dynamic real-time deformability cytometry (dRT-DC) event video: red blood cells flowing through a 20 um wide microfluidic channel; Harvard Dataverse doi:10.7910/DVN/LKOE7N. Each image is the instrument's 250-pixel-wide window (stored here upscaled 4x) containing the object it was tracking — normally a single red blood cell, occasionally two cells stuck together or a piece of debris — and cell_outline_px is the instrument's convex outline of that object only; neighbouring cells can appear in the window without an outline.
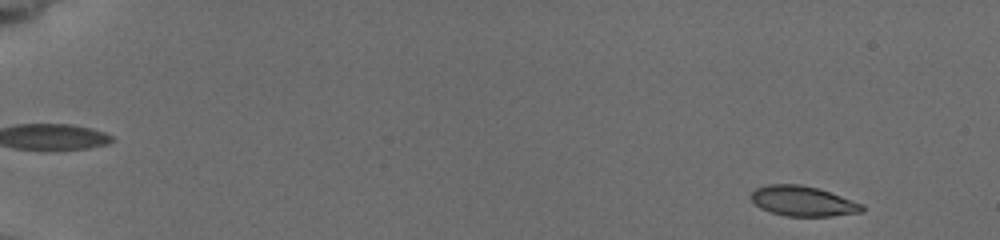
{"species": "common noctule bat (a hibernating species)", "species_latin": "Nyctalus noctula", "temperature_condition": "cold", "stored_images_in_passage": 17, "camera_frame_rate_fps": 3000, "um_per_image_px": 0.085, "animal": {"sex": "female", "body_mass_g": 19.5, "forearm_length_mm": 54.1}, "frame": {"image": 1, "passage_image": 2, "time_ms": 0.667, "image_size_px": [1000, 240], "cell_outline_px": [[864, 212], [832, 216], [788, 216], [772, 212], [760, 208], [752, 200], [752, 192], [756, 188], [768, 184], [800, 184], [816, 188], [840, 196], [860, 204], [864, 208]], "centroid_in_image_um": [68.22, 17.1], "position_along_channel_um": 16.8, "area_um2": 19.07}}
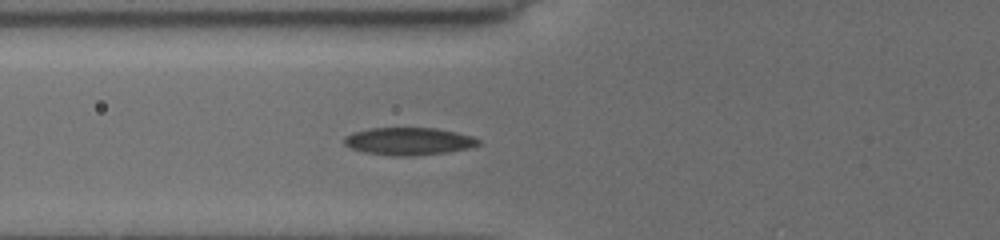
{"frame": {"image": 2, "passage_image": 11, "time_ms": 6.667, "image_size_px": [1000, 240], "cell_outline_px": [[480, 144], [468, 148], [448, 152], [416, 156], [392, 156], [364, 152], [352, 148], [344, 144], [344, 140], [348, 136], [356, 132], [368, 128], [436, 128], [456, 132], [472, 136], [480, 140]], "centroid_in_image_um": [34.78, 12.01], "position_along_channel_um": 91.0, "area_um2": 21.44}}
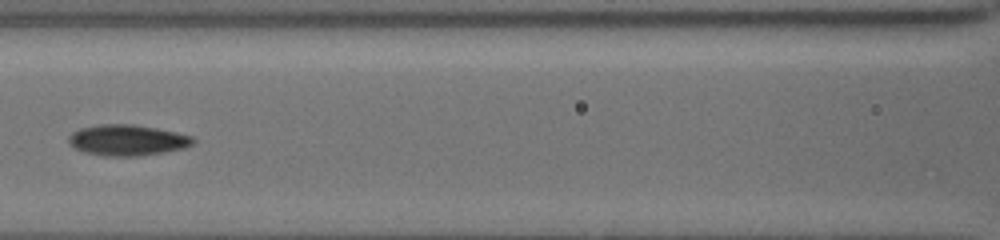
{"frame": {"image": 3, "passage_image": 15, "time_ms": 8.333, "image_size_px": [1000, 240], "cell_outline_px": [[196, 140], [192, 144], [184, 148], [164, 152], [140, 156], [104, 156], [84, 152], [68, 144], [68, 136], [72, 132], [80, 128], [100, 124], [132, 124], [156, 128], [176, 132], [192, 136]], "centroid_in_image_um": [10.81, 11.91], "position_along_channel_um": 155.8, "area_um2": 22.48}}